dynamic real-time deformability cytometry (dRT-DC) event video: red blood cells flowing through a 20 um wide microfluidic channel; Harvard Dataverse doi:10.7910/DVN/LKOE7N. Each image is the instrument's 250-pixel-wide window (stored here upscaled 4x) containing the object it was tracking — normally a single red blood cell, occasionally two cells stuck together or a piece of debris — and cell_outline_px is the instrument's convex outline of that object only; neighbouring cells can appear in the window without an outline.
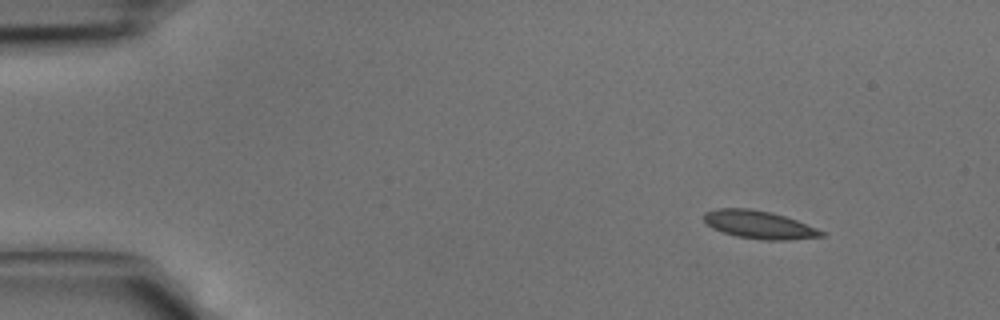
{"species": "common noctule bat (a hibernating species)", "species_latin": "Nyctalus noctula", "temperature_condition": "cold", "stored_images_in_passage": 38, "camera_frame_rate_fps": 3000, "um_per_image_px": 0.085, "animal": {"sex": "male", "body_mass_g": 15.6}, "frame": {"image": 1, "passage_image": 1, "time_ms": 0.0, "image_size_px": [1000, 320], "cell_outline_px": [[824, 236], [792, 240], [764, 240], [736, 236], [712, 228], [704, 220], [704, 212], [716, 208], [748, 208], [772, 212], [796, 220], [816, 228], [824, 232]], "centroid_in_image_um": [64.51, 19.09], "position_along_channel_um": 20.5, "area_um2": 19.07}}
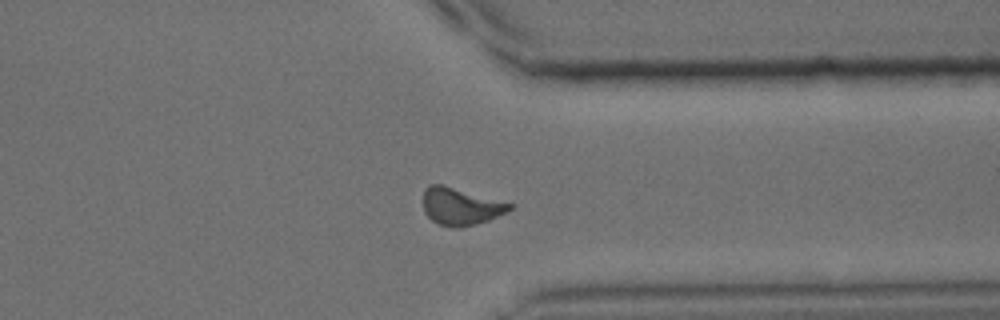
{"frame": {"image": 2, "passage_image": 29, "time_ms": 9.333, "image_size_px": [1000, 320], "cell_outline_px": [[516, 204], [512, 208], [488, 220], [476, 224], [460, 228], [452, 228], [440, 224], [432, 220], [424, 212], [424, 188], [432, 184], [444, 184]], "centroid_in_image_um": [39.16, 17.53], "position_along_channel_um": 372.2, "area_um2": 18.9}}
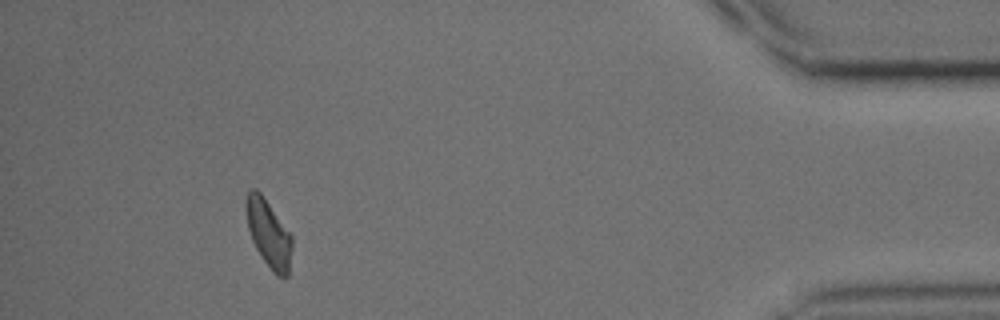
{"frame": {"image": 3, "passage_image": 35, "time_ms": 11.333, "image_size_px": [1000, 320], "cell_outline_px": [[292, 248], [288, 276], [276, 276], [272, 272], [256, 248], [252, 240], [248, 228], [244, 204], [244, 200], [248, 192], [252, 188], [256, 188], [260, 192], [292, 236]], "centroid_in_image_um": [22.81, 19.84], "position_along_channel_um": 412.4, "area_um2": 17.98}}